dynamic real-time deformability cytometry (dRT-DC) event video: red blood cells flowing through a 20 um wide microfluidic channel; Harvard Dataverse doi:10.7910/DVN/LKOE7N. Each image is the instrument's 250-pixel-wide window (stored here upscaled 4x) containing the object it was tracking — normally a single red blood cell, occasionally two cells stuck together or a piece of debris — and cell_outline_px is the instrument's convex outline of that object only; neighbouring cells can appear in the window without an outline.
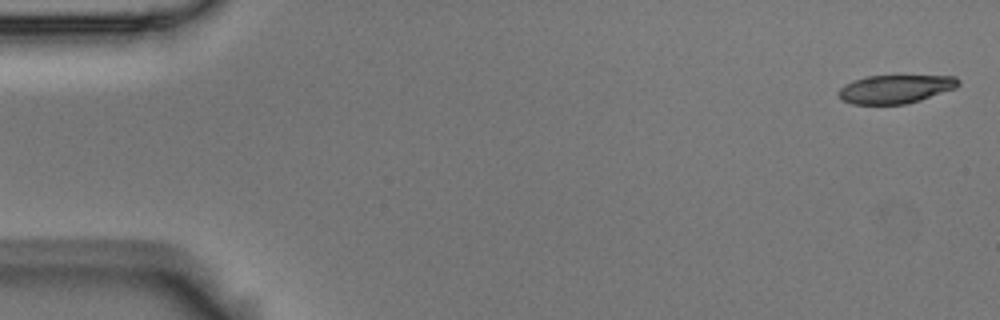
{"species": "Egyptian fruit bat (a non-hibernating species)", "species_latin": "Rousettus aegyptiacus", "temperature_condition": "room temperature", "stored_images_in_passage": 8, "camera_frame_rate_fps": 3000, "um_per_image_px": 0.085, "animal": {"sex": "male"}, "frame": {"image": 1, "passage_image": 1, "time_ms": 0.0, "image_size_px": [1000, 320], "cell_outline_px": [[960, 84], [956, 88], [920, 100], [904, 104], [852, 104], [844, 100], [836, 92], [844, 84], [852, 80], [864, 76], [956, 76], [960, 80]], "centroid_in_image_um": [76.1, 7.56], "position_along_channel_um": 8.9, "area_um2": 19.88}}
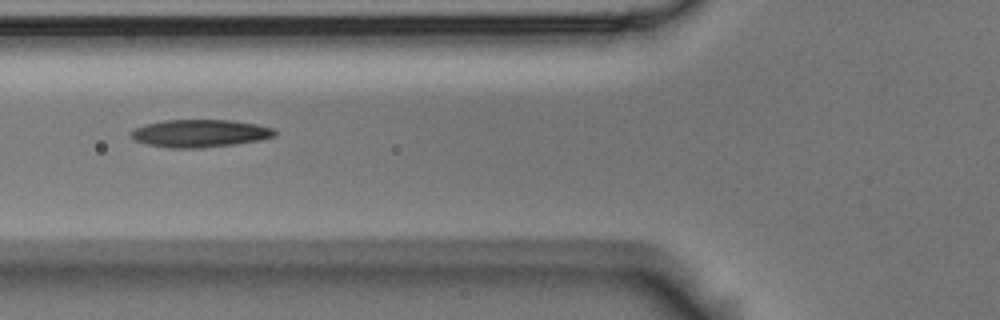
{"frame": {"image": 2, "passage_image": 6, "time_ms": 1.667, "image_size_px": [1000, 320], "cell_outline_px": [[276, 136], [260, 140], [236, 144], [200, 148], [168, 148], [148, 144], [136, 140], [132, 136], [132, 132], [136, 128], [144, 124], [164, 120], [228, 120], [256, 124], [272, 128], [276, 132]], "centroid_in_image_um": [17.02, 11.34], "position_along_channel_um": 108.8, "area_um2": 23.0}}
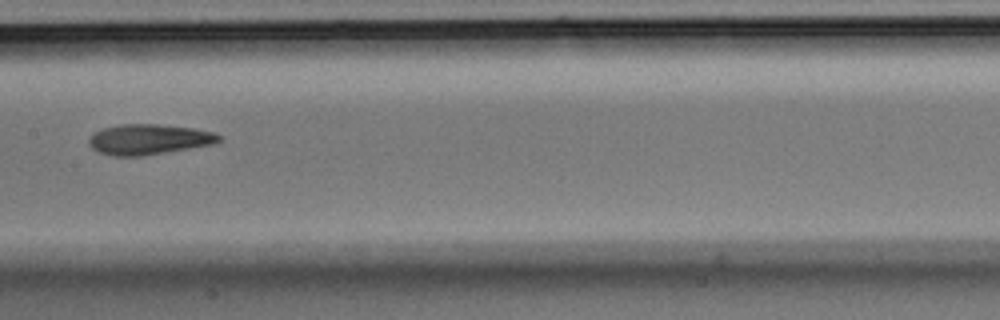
{"frame": {"image": 3, "passage_image": 8, "time_ms": 2.333, "image_size_px": [1000, 320], "cell_outline_px": [[220, 140], [212, 144], [144, 156], [112, 156], [100, 152], [92, 148], [88, 144], [88, 140], [96, 132], [104, 128], [120, 124], [160, 124], [196, 128], [212, 132], [220, 136]], "centroid_in_image_um": [12.64, 11.84], "position_along_channel_um": 194.8, "area_um2": 22.89}}